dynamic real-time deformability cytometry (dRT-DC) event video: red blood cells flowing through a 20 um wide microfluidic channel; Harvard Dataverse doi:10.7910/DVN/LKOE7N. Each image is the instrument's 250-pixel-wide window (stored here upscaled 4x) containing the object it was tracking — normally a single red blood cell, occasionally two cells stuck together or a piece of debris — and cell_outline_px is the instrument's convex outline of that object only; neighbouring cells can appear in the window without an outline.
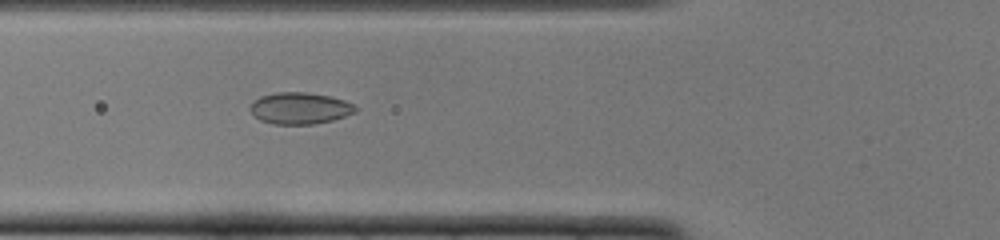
{"species": "common noctule bat (a hibernating species)", "species_latin": "Nyctalus noctula", "temperature_condition": "cold", "stored_images_in_passage": 41, "camera_frame_rate_fps": 3000, "um_per_image_px": 0.085, "animal": {"sex": "female", "body_mass_g": 22.0, "forearm_length_mm": 56.7}, "frame": {"image": 1, "passage_image": 9, "time_ms": 2.667, "image_size_px": [1000, 240], "cell_outline_px": [[360, 108], [356, 112], [332, 120], [312, 124], [272, 124], [260, 120], [252, 112], [252, 104], [260, 96], [276, 92], [308, 92], [328, 96], [344, 100], [356, 104]], "centroid_in_image_um": [25.55, 9.19], "position_along_channel_um": 100.2, "area_um2": 19.31}}
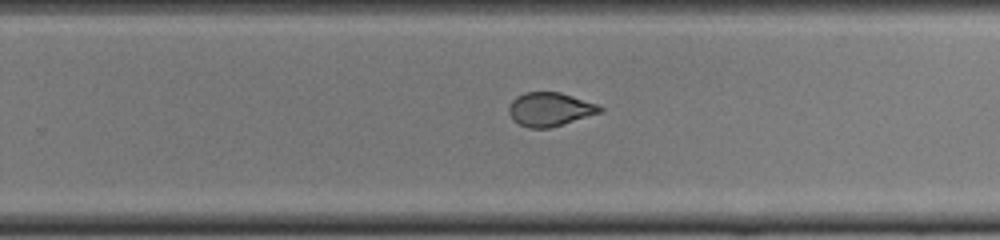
{"frame": {"image": 2, "passage_image": 23, "time_ms": 7.333, "image_size_px": [1000, 240], "cell_outline_px": [[604, 112], [548, 128], [528, 128], [512, 120], [508, 112], [508, 104], [516, 96], [524, 92], [560, 92], [600, 104], [604, 108]], "centroid_in_image_um": [46.76, 9.28], "position_along_channel_um": 283.0, "area_um2": 18.21}}
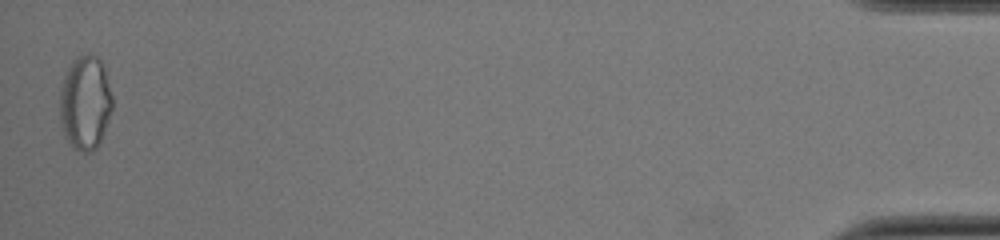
{"frame": {"image": 3, "passage_image": 41, "time_ms": 13.333, "image_size_px": [1000, 240], "cell_outline_px": [[112, 108], [108, 120], [100, 140], [96, 148], [92, 152], [84, 152], [76, 148], [64, 136], [60, 120], [60, 88], [64, 76], [72, 60], [76, 56], [88, 52], [96, 56], [100, 60], [104, 68], [112, 96]], "centroid_in_image_um": [7.23, 8.69], "position_along_channel_um": 428.0, "area_um2": 28.73}, "authors_computed_cell_mechanics": {"area_um2": 19.4208, "velocity_mm_per_s": 3.9191, "shape_relaxation_time_tau1_ms": null, "shape_relaxation_time_tau2_ms": 0.9105, "deformation_change_tau1": null, "deformation_change_tau2": 0.0638}}